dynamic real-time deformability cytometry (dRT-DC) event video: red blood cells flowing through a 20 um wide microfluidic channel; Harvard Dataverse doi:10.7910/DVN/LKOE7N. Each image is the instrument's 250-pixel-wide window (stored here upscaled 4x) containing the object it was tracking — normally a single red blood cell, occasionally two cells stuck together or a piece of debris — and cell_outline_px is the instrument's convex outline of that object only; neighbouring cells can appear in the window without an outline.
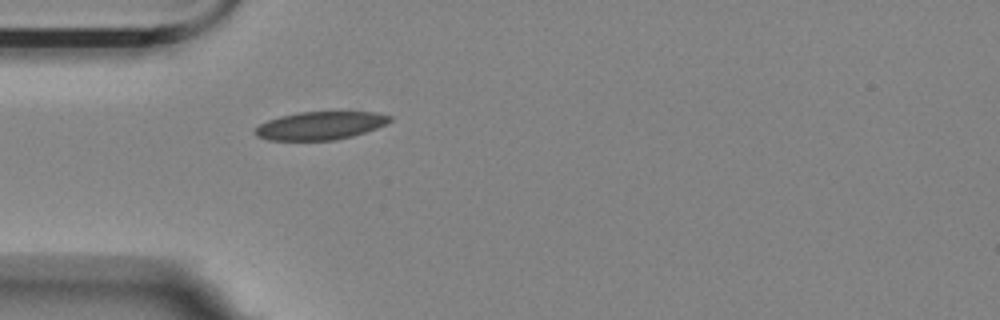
{"species": "Egyptian fruit bat (a non-hibernating species)", "species_latin": "Rousettus aegyptiacus", "temperature_condition": "room temperature", "stored_images_in_passage": 2, "camera_frame_rate_fps": 3000, "um_per_image_px": 0.085, "animal": {"sex": "female"}, "frame": {"image": 1, "passage_image": 2, "time_ms": 0.333, "image_size_px": [1000, 320], "cell_outline_px": [[392, 120], [376, 128], [352, 136], [336, 140], [268, 140], [256, 136], [252, 132], [260, 124], [268, 120], [280, 116], [300, 112], [376, 112], [392, 116]], "centroid_in_image_um": [27.2, 10.68], "position_along_channel_um": 57.8, "area_um2": 21.96}}